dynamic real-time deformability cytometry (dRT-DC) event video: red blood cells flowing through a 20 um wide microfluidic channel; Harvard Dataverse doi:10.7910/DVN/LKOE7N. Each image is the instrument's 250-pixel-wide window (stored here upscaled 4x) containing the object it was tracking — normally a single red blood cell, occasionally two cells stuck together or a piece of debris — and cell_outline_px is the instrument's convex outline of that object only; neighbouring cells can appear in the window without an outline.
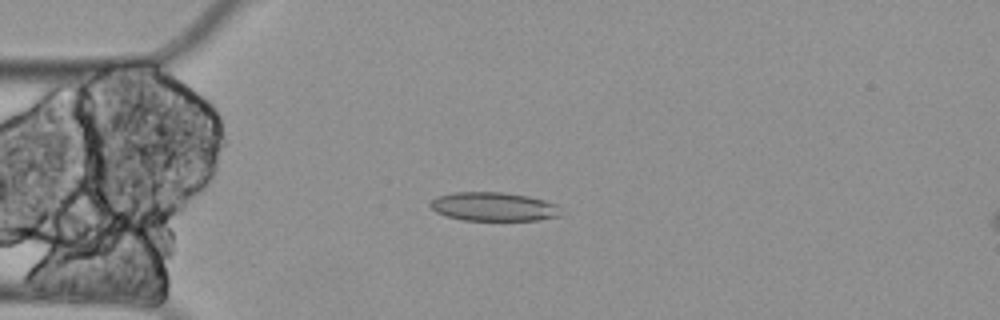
{"species": "Egyptian fruit bat (a non-hibernating species)", "species_latin": "Rousettus aegyptiacus", "temperature_condition": "cold", "stored_images_in_passage": 6, "camera_frame_rate_fps": 3000, "um_per_image_px": 0.085, "animal": {"sex": "female"}, "frame": {"image": 1, "passage_image": 4, "time_ms": 1.0, "image_size_px": [1000, 320], "cell_outline_px": [[560, 216], [540, 220], [464, 220], [448, 216], [436, 212], [428, 204], [436, 196], [452, 192], [504, 192], [528, 196], [544, 200], [556, 204]], "centroid_in_image_um": [41.92, 17.56], "position_along_channel_um": 43.1, "area_um2": 21.85}}
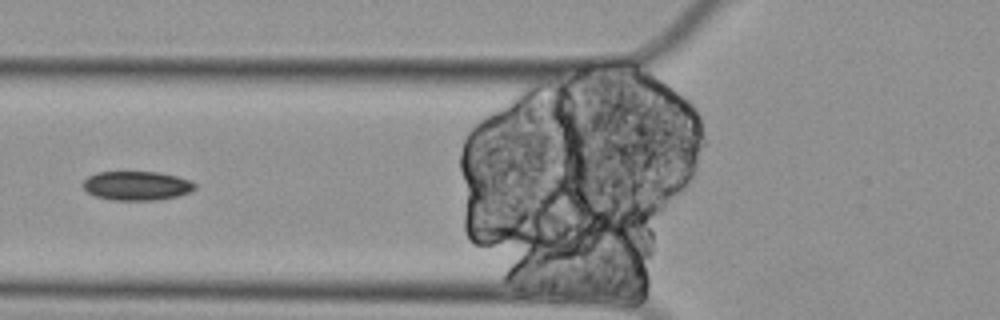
{"frame": {"image": 2, "passage_image": 6, "time_ms": 1.667, "image_size_px": [1000, 320], "cell_outline_px": [[196, 188], [188, 192], [176, 196], [156, 200], [112, 200], [96, 196], [88, 192], [84, 188], [84, 180], [88, 176], [96, 172], [160, 172], [176, 176], [188, 180], [196, 184]], "centroid_in_image_um": [11.61, 15.78], "position_along_channel_um": 114.2, "area_um2": 18.79}}